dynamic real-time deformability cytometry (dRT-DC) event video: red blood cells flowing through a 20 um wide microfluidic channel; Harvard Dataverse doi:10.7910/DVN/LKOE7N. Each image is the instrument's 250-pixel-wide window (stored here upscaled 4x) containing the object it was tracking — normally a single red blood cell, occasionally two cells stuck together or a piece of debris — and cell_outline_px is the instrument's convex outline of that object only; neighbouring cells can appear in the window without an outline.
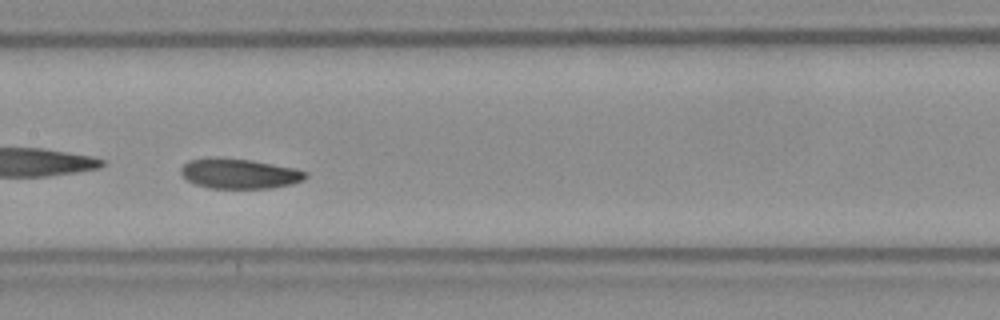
{"species": "Egyptian fruit bat (a non-hibernating species)", "species_latin": "Rousettus aegyptiacus", "temperature_condition": "room temperature", "stored_images_in_passage": 48, "camera_frame_rate_fps": 3000, "um_per_image_px": 0.085, "frame": {"image": 1, "passage_image": 21, "time_ms": 6.667, "image_size_px": [1000, 320], "cell_outline_px": [[308, 176], [304, 180], [292, 184], [272, 188], [208, 188], [196, 184], [188, 180], [180, 172], [180, 168], [188, 160], [252, 160], [296, 168], [308, 172]], "centroid_in_image_um": [20.44, 14.8], "position_along_channel_um": 187.0, "area_um2": 21.21}}